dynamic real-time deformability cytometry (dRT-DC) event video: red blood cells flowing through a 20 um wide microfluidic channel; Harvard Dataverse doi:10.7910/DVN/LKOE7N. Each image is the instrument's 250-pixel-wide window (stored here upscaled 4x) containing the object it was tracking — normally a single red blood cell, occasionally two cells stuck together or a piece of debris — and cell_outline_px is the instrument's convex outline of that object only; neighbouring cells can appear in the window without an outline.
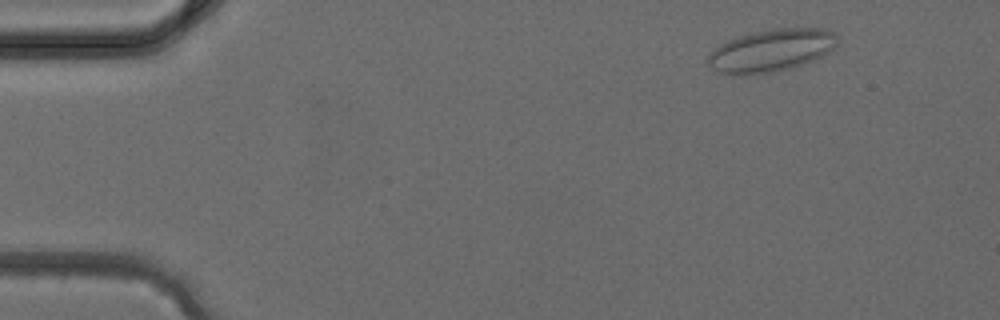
{"species": "common noctule bat (a hibernating species)", "species_latin": "Nyctalus noctula", "temperature_condition": "cold", "stored_images_in_passage": 37, "camera_frame_rate_fps": 3000, "um_per_image_px": 0.085, "animal": {"sex": "female", "body_mass_g": 24.6, "forearm_length_mm": 56.2}, "frame": {"image": 1, "passage_image": 3, "time_ms": 0.667, "image_size_px": [1000, 320], "cell_outline_px": [[836, 44], [828, 52], [812, 60], [792, 68], [772, 72], [744, 76], [740, 76], [716, 72], [704, 60], [720, 44], [728, 40], [752, 32], [772, 28], [824, 28], [836, 32]], "centroid_in_image_um": [65.51, 4.3], "position_along_channel_um": 19.5, "area_um2": 32.19}}
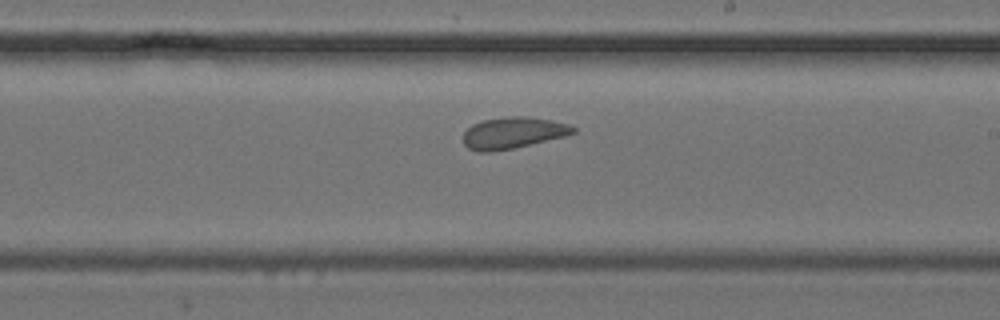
{"frame": {"image": 2, "passage_image": 21, "time_ms": 6.667, "image_size_px": [1000, 320], "cell_outline_px": [[576, 132], [564, 136], [512, 148], [492, 152], [476, 152], [468, 148], [464, 144], [464, 132], [472, 124], [484, 120], [504, 116], [528, 116], [552, 120], [568, 124], [576, 128]], "centroid_in_image_um": [43.58, 11.28], "position_along_channel_um": 245.4, "area_um2": 20.11}}
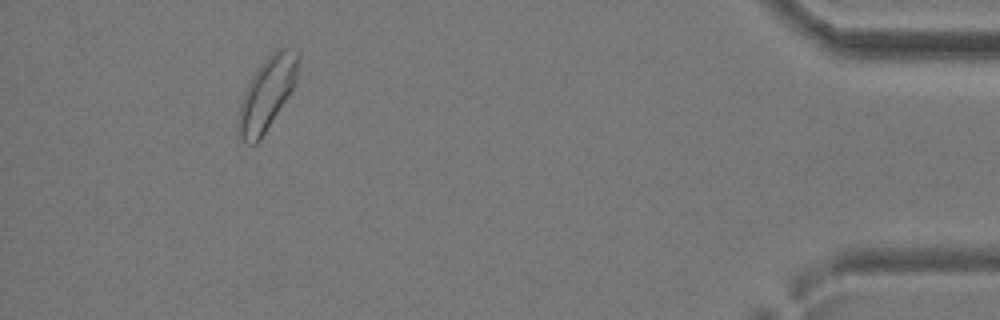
{"frame": {"image": 3, "passage_image": 34, "time_ms": 11.0, "image_size_px": [1000, 320], "cell_outline_px": [[300, 60], [296, 80], [288, 96], [260, 140], [256, 144], [248, 144], [240, 140], [236, 136], [236, 124], [240, 104], [244, 92], [248, 84], [264, 60], [276, 48], [288, 48], [300, 52]], "centroid_in_image_um": [22.67, 8.0], "position_along_channel_um": 412.5, "area_um2": 25.43}}